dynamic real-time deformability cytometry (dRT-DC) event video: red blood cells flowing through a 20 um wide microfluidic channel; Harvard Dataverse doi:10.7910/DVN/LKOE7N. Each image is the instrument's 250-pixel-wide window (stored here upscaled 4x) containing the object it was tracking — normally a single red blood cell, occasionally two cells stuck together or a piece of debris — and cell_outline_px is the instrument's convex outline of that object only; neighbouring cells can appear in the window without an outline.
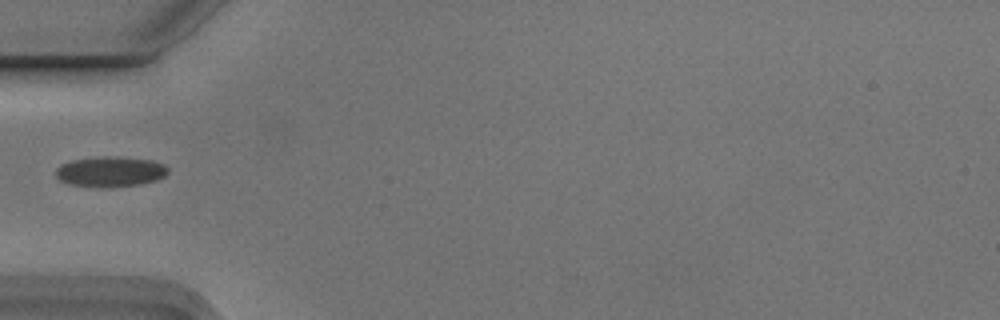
{"species": "Egyptian fruit bat (a non-hibernating species)", "species_latin": "Rousettus aegyptiacus", "temperature_condition": "cold", "stored_images_in_passage": 1, "camera_frame_rate_fps": 3000, "um_per_image_px": 0.085, "animal": {"sex": "male"}, "frame": {"image": 1, "passage_image": 1, "time_ms": 0.0, "image_size_px": [1000, 320], "cell_outline_px": [[168, 172], [164, 176], [156, 180], [140, 184], [104, 188], [96, 188], [68, 184], [60, 180], [56, 176], [56, 168], [60, 164], [72, 160], [100, 156], [120, 156], [152, 160], [164, 164], [168, 168]], "centroid_in_image_um": [9.36, 14.59], "position_along_channel_um": 75.6, "area_um2": 20.17}}